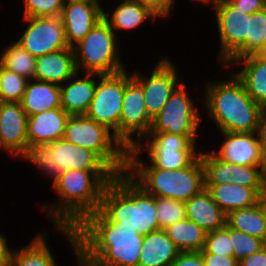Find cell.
Segmentation results:
<instances>
[{
	"label": "cell",
	"instance_id": "obj_1",
	"mask_svg": "<svg viewBox=\"0 0 266 266\" xmlns=\"http://www.w3.org/2000/svg\"><path fill=\"white\" fill-rule=\"evenodd\" d=\"M77 256L91 266H139L144 236L132 226L111 222L100 210L76 228Z\"/></svg>",
	"mask_w": 266,
	"mask_h": 266
},
{
	"label": "cell",
	"instance_id": "obj_4",
	"mask_svg": "<svg viewBox=\"0 0 266 266\" xmlns=\"http://www.w3.org/2000/svg\"><path fill=\"white\" fill-rule=\"evenodd\" d=\"M141 157L134 147L128 149L126 174L154 197L186 202L205 188L200 155L189 166L175 170L155 168Z\"/></svg>",
	"mask_w": 266,
	"mask_h": 266
},
{
	"label": "cell",
	"instance_id": "obj_23",
	"mask_svg": "<svg viewBox=\"0 0 266 266\" xmlns=\"http://www.w3.org/2000/svg\"><path fill=\"white\" fill-rule=\"evenodd\" d=\"M185 210L186 218L195 222L207 233L226 225L227 215L213 201L206 188L185 202Z\"/></svg>",
	"mask_w": 266,
	"mask_h": 266
},
{
	"label": "cell",
	"instance_id": "obj_13",
	"mask_svg": "<svg viewBox=\"0 0 266 266\" xmlns=\"http://www.w3.org/2000/svg\"><path fill=\"white\" fill-rule=\"evenodd\" d=\"M175 64L167 56L161 55L148 76L136 70L131 71L132 77L143 88L144 104L152 119L161 111L173 90L181 82V75Z\"/></svg>",
	"mask_w": 266,
	"mask_h": 266
},
{
	"label": "cell",
	"instance_id": "obj_21",
	"mask_svg": "<svg viewBox=\"0 0 266 266\" xmlns=\"http://www.w3.org/2000/svg\"><path fill=\"white\" fill-rule=\"evenodd\" d=\"M73 47L36 58L35 80L64 84L77 73Z\"/></svg>",
	"mask_w": 266,
	"mask_h": 266
},
{
	"label": "cell",
	"instance_id": "obj_41",
	"mask_svg": "<svg viewBox=\"0 0 266 266\" xmlns=\"http://www.w3.org/2000/svg\"><path fill=\"white\" fill-rule=\"evenodd\" d=\"M142 6L148 8L159 19H163L170 16L175 5V0H135ZM174 3V4H173Z\"/></svg>",
	"mask_w": 266,
	"mask_h": 266
},
{
	"label": "cell",
	"instance_id": "obj_50",
	"mask_svg": "<svg viewBox=\"0 0 266 266\" xmlns=\"http://www.w3.org/2000/svg\"><path fill=\"white\" fill-rule=\"evenodd\" d=\"M257 56L266 59V42L262 45V50Z\"/></svg>",
	"mask_w": 266,
	"mask_h": 266
},
{
	"label": "cell",
	"instance_id": "obj_45",
	"mask_svg": "<svg viewBox=\"0 0 266 266\" xmlns=\"http://www.w3.org/2000/svg\"><path fill=\"white\" fill-rule=\"evenodd\" d=\"M236 8L247 14L260 11L266 7V0H229Z\"/></svg>",
	"mask_w": 266,
	"mask_h": 266
},
{
	"label": "cell",
	"instance_id": "obj_43",
	"mask_svg": "<svg viewBox=\"0 0 266 266\" xmlns=\"http://www.w3.org/2000/svg\"><path fill=\"white\" fill-rule=\"evenodd\" d=\"M205 262V266H238L235 257L222 256L212 253H201Z\"/></svg>",
	"mask_w": 266,
	"mask_h": 266
},
{
	"label": "cell",
	"instance_id": "obj_10",
	"mask_svg": "<svg viewBox=\"0 0 266 266\" xmlns=\"http://www.w3.org/2000/svg\"><path fill=\"white\" fill-rule=\"evenodd\" d=\"M212 9L220 39L217 62L228 70L229 64L246 48L250 14L236 8L229 0H218Z\"/></svg>",
	"mask_w": 266,
	"mask_h": 266
},
{
	"label": "cell",
	"instance_id": "obj_39",
	"mask_svg": "<svg viewBox=\"0 0 266 266\" xmlns=\"http://www.w3.org/2000/svg\"><path fill=\"white\" fill-rule=\"evenodd\" d=\"M201 253H212L234 257V249L230 241V227L225 226L207 233L205 246Z\"/></svg>",
	"mask_w": 266,
	"mask_h": 266
},
{
	"label": "cell",
	"instance_id": "obj_2",
	"mask_svg": "<svg viewBox=\"0 0 266 266\" xmlns=\"http://www.w3.org/2000/svg\"><path fill=\"white\" fill-rule=\"evenodd\" d=\"M117 174L113 170H69L53 181L55 203L40 208L54 227L76 228L88 215L100 209L102 193Z\"/></svg>",
	"mask_w": 266,
	"mask_h": 266
},
{
	"label": "cell",
	"instance_id": "obj_6",
	"mask_svg": "<svg viewBox=\"0 0 266 266\" xmlns=\"http://www.w3.org/2000/svg\"><path fill=\"white\" fill-rule=\"evenodd\" d=\"M117 37L109 24L104 19L100 20L73 46L77 71L111 75L125 70L118 46L121 41Z\"/></svg>",
	"mask_w": 266,
	"mask_h": 266
},
{
	"label": "cell",
	"instance_id": "obj_48",
	"mask_svg": "<svg viewBox=\"0 0 266 266\" xmlns=\"http://www.w3.org/2000/svg\"><path fill=\"white\" fill-rule=\"evenodd\" d=\"M13 249L8 245L5 234L0 233V266L12 263Z\"/></svg>",
	"mask_w": 266,
	"mask_h": 266
},
{
	"label": "cell",
	"instance_id": "obj_17",
	"mask_svg": "<svg viewBox=\"0 0 266 266\" xmlns=\"http://www.w3.org/2000/svg\"><path fill=\"white\" fill-rule=\"evenodd\" d=\"M100 0H82L64 3L60 19L69 47L82 40L103 19Z\"/></svg>",
	"mask_w": 266,
	"mask_h": 266
},
{
	"label": "cell",
	"instance_id": "obj_44",
	"mask_svg": "<svg viewBox=\"0 0 266 266\" xmlns=\"http://www.w3.org/2000/svg\"><path fill=\"white\" fill-rule=\"evenodd\" d=\"M54 230H57L56 232H59L60 235H63L64 238L66 239L67 243L69 246L72 247L73 251H75L76 255V261L78 266H91L87 263H85L82 259H80L77 256V235L75 232V228H70V227H54Z\"/></svg>",
	"mask_w": 266,
	"mask_h": 266
},
{
	"label": "cell",
	"instance_id": "obj_34",
	"mask_svg": "<svg viewBox=\"0 0 266 266\" xmlns=\"http://www.w3.org/2000/svg\"><path fill=\"white\" fill-rule=\"evenodd\" d=\"M28 81L0 65V102H21Z\"/></svg>",
	"mask_w": 266,
	"mask_h": 266
},
{
	"label": "cell",
	"instance_id": "obj_11",
	"mask_svg": "<svg viewBox=\"0 0 266 266\" xmlns=\"http://www.w3.org/2000/svg\"><path fill=\"white\" fill-rule=\"evenodd\" d=\"M152 120L144 104L142 86L125 69V89L119 121V141L127 150L135 147L149 134Z\"/></svg>",
	"mask_w": 266,
	"mask_h": 266
},
{
	"label": "cell",
	"instance_id": "obj_47",
	"mask_svg": "<svg viewBox=\"0 0 266 266\" xmlns=\"http://www.w3.org/2000/svg\"><path fill=\"white\" fill-rule=\"evenodd\" d=\"M238 266H266V246L239 261Z\"/></svg>",
	"mask_w": 266,
	"mask_h": 266
},
{
	"label": "cell",
	"instance_id": "obj_29",
	"mask_svg": "<svg viewBox=\"0 0 266 266\" xmlns=\"http://www.w3.org/2000/svg\"><path fill=\"white\" fill-rule=\"evenodd\" d=\"M226 224L266 243V214L260 201L254 206L230 212Z\"/></svg>",
	"mask_w": 266,
	"mask_h": 266
},
{
	"label": "cell",
	"instance_id": "obj_19",
	"mask_svg": "<svg viewBox=\"0 0 266 266\" xmlns=\"http://www.w3.org/2000/svg\"><path fill=\"white\" fill-rule=\"evenodd\" d=\"M69 117L70 114L62 107L29 116L27 123L28 145L51 144L62 139Z\"/></svg>",
	"mask_w": 266,
	"mask_h": 266
},
{
	"label": "cell",
	"instance_id": "obj_49",
	"mask_svg": "<svg viewBox=\"0 0 266 266\" xmlns=\"http://www.w3.org/2000/svg\"><path fill=\"white\" fill-rule=\"evenodd\" d=\"M195 3L200 2L203 3L204 5H209V6H213L218 0H192ZM211 4V5H210Z\"/></svg>",
	"mask_w": 266,
	"mask_h": 266
},
{
	"label": "cell",
	"instance_id": "obj_22",
	"mask_svg": "<svg viewBox=\"0 0 266 266\" xmlns=\"http://www.w3.org/2000/svg\"><path fill=\"white\" fill-rule=\"evenodd\" d=\"M213 201L228 215L234 210L256 205L266 188H250L243 185L223 183L205 184Z\"/></svg>",
	"mask_w": 266,
	"mask_h": 266
},
{
	"label": "cell",
	"instance_id": "obj_8",
	"mask_svg": "<svg viewBox=\"0 0 266 266\" xmlns=\"http://www.w3.org/2000/svg\"><path fill=\"white\" fill-rule=\"evenodd\" d=\"M197 138L199 135L149 132L134 148L141 155L146 152L147 161L155 168L175 170L189 166L200 155Z\"/></svg>",
	"mask_w": 266,
	"mask_h": 266
},
{
	"label": "cell",
	"instance_id": "obj_40",
	"mask_svg": "<svg viewBox=\"0 0 266 266\" xmlns=\"http://www.w3.org/2000/svg\"><path fill=\"white\" fill-rule=\"evenodd\" d=\"M22 17H60L63 0H23Z\"/></svg>",
	"mask_w": 266,
	"mask_h": 266
},
{
	"label": "cell",
	"instance_id": "obj_14",
	"mask_svg": "<svg viewBox=\"0 0 266 266\" xmlns=\"http://www.w3.org/2000/svg\"><path fill=\"white\" fill-rule=\"evenodd\" d=\"M27 28L16 40L33 57L69 48L60 17H23Z\"/></svg>",
	"mask_w": 266,
	"mask_h": 266
},
{
	"label": "cell",
	"instance_id": "obj_18",
	"mask_svg": "<svg viewBox=\"0 0 266 266\" xmlns=\"http://www.w3.org/2000/svg\"><path fill=\"white\" fill-rule=\"evenodd\" d=\"M54 157L53 181L69 170H112L95 152L64 138L51 143Z\"/></svg>",
	"mask_w": 266,
	"mask_h": 266
},
{
	"label": "cell",
	"instance_id": "obj_38",
	"mask_svg": "<svg viewBox=\"0 0 266 266\" xmlns=\"http://www.w3.org/2000/svg\"><path fill=\"white\" fill-rule=\"evenodd\" d=\"M230 241L234 249V257L239 262L266 246V243L257 237L237 231L230 227Z\"/></svg>",
	"mask_w": 266,
	"mask_h": 266
},
{
	"label": "cell",
	"instance_id": "obj_27",
	"mask_svg": "<svg viewBox=\"0 0 266 266\" xmlns=\"http://www.w3.org/2000/svg\"><path fill=\"white\" fill-rule=\"evenodd\" d=\"M242 67L234 73L243 83L249 96L258 104H266V59L257 55L239 61H232L230 65Z\"/></svg>",
	"mask_w": 266,
	"mask_h": 266
},
{
	"label": "cell",
	"instance_id": "obj_51",
	"mask_svg": "<svg viewBox=\"0 0 266 266\" xmlns=\"http://www.w3.org/2000/svg\"><path fill=\"white\" fill-rule=\"evenodd\" d=\"M260 202H261L263 209L265 211V214H266V192L261 196Z\"/></svg>",
	"mask_w": 266,
	"mask_h": 266
},
{
	"label": "cell",
	"instance_id": "obj_25",
	"mask_svg": "<svg viewBox=\"0 0 266 266\" xmlns=\"http://www.w3.org/2000/svg\"><path fill=\"white\" fill-rule=\"evenodd\" d=\"M21 105L28 117L46 110L60 108V85L35 79L29 80Z\"/></svg>",
	"mask_w": 266,
	"mask_h": 266
},
{
	"label": "cell",
	"instance_id": "obj_12",
	"mask_svg": "<svg viewBox=\"0 0 266 266\" xmlns=\"http://www.w3.org/2000/svg\"><path fill=\"white\" fill-rule=\"evenodd\" d=\"M125 89V70L111 74H97L95 95L85 116L106 126L119 140V121Z\"/></svg>",
	"mask_w": 266,
	"mask_h": 266
},
{
	"label": "cell",
	"instance_id": "obj_26",
	"mask_svg": "<svg viewBox=\"0 0 266 266\" xmlns=\"http://www.w3.org/2000/svg\"><path fill=\"white\" fill-rule=\"evenodd\" d=\"M179 253L166 232L159 229L144 236L139 266H170Z\"/></svg>",
	"mask_w": 266,
	"mask_h": 266
},
{
	"label": "cell",
	"instance_id": "obj_42",
	"mask_svg": "<svg viewBox=\"0 0 266 266\" xmlns=\"http://www.w3.org/2000/svg\"><path fill=\"white\" fill-rule=\"evenodd\" d=\"M170 266H205L201 252H180Z\"/></svg>",
	"mask_w": 266,
	"mask_h": 266
},
{
	"label": "cell",
	"instance_id": "obj_36",
	"mask_svg": "<svg viewBox=\"0 0 266 266\" xmlns=\"http://www.w3.org/2000/svg\"><path fill=\"white\" fill-rule=\"evenodd\" d=\"M231 183L250 188H266V166H242L231 163Z\"/></svg>",
	"mask_w": 266,
	"mask_h": 266
},
{
	"label": "cell",
	"instance_id": "obj_24",
	"mask_svg": "<svg viewBox=\"0 0 266 266\" xmlns=\"http://www.w3.org/2000/svg\"><path fill=\"white\" fill-rule=\"evenodd\" d=\"M114 6L113 12L103 9V19L109 24L111 29L118 35L124 31H131L138 29L142 24L148 20L156 22L159 18L154 15L148 8L142 6L135 0H122Z\"/></svg>",
	"mask_w": 266,
	"mask_h": 266
},
{
	"label": "cell",
	"instance_id": "obj_9",
	"mask_svg": "<svg viewBox=\"0 0 266 266\" xmlns=\"http://www.w3.org/2000/svg\"><path fill=\"white\" fill-rule=\"evenodd\" d=\"M187 88L184 81L177 85L161 111L153 118L150 132L199 135L203 117Z\"/></svg>",
	"mask_w": 266,
	"mask_h": 266
},
{
	"label": "cell",
	"instance_id": "obj_16",
	"mask_svg": "<svg viewBox=\"0 0 266 266\" xmlns=\"http://www.w3.org/2000/svg\"><path fill=\"white\" fill-rule=\"evenodd\" d=\"M219 133L224 140L218 150H211L218 159L242 166H266V157L256 132Z\"/></svg>",
	"mask_w": 266,
	"mask_h": 266
},
{
	"label": "cell",
	"instance_id": "obj_15",
	"mask_svg": "<svg viewBox=\"0 0 266 266\" xmlns=\"http://www.w3.org/2000/svg\"><path fill=\"white\" fill-rule=\"evenodd\" d=\"M28 116L21 102H0V150L19 160L26 151Z\"/></svg>",
	"mask_w": 266,
	"mask_h": 266
},
{
	"label": "cell",
	"instance_id": "obj_31",
	"mask_svg": "<svg viewBox=\"0 0 266 266\" xmlns=\"http://www.w3.org/2000/svg\"><path fill=\"white\" fill-rule=\"evenodd\" d=\"M2 50L0 65L28 80L35 77L36 58L16 41Z\"/></svg>",
	"mask_w": 266,
	"mask_h": 266
},
{
	"label": "cell",
	"instance_id": "obj_32",
	"mask_svg": "<svg viewBox=\"0 0 266 266\" xmlns=\"http://www.w3.org/2000/svg\"><path fill=\"white\" fill-rule=\"evenodd\" d=\"M266 42V7L248 16L246 48L233 60L239 61L258 55Z\"/></svg>",
	"mask_w": 266,
	"mask_h": 266
},
{
	"label": "cell",
	"instance_id": "obj_46",
	"mask_svg": "<svg viewBox=\"0 0 266 266\" xmlns=\"http://www.w3.org/2000/svg\"><path fill=\"white\" fill-rule=\"evenodd\" d=\"M256 133L258 135V140L261 144L263 153L266 157V104L261 105Z\"/></svg>",
	"mask_w": 266,
	"mask_h": 266
},
{
	"label": "cell",
	"instance_id": "obj_30",
	"mask_svg": "<svg viewBox=\"0 0 266 266\" xmlns=\"http://www.w3.org/2000/svg\"><path fill=\"white\" fill-rule=\"evenodd\" d=\"M180 252H200L205 246L207 232L187 218L164 229Z\"/></svg>",
	"mask_w": 266,
	"mask_h": 266
},
{
	"label": "cell",
	"instance_id": "obj_7",
	"mask_svg": "<svg viewBox=\"0 0 266 266\" xmlns=\"http://www.w3.org/2000/svg\"><path fill=\"white\" fill-rule=\"evenodd\" d=\"M63 138L95 152L116 174L126 173L128 150L106 126L85 115H70Z\"/></svg>",
	"mask_w": 266,
	"mask_h": 266
},
{
	"label": "cell",
	"instance_id": "obj_3",
	"mask_svg": "<svg viewBox=\"0 0 266 266\" xmlns=\"http://www.w3.org/2000/svg\"><path fill=\"white\" fill-rule=\"evenodd\" d=\"M225 80H210L203 88V108L218 132H257L261 105L247 93L241 80L232 73ZM205 88V89H204Z\"/></svg>",
	"mask_w": 266,
	"mask_h": 266
},
{
	"label": "cell",
	"instance_id": "obj_37",
	"mask_svg": "<svg viewBox=\"0 0 266 266\" xmlns=\"http://www.w3.org/2000/svg\"><path fill=\"white\" fill-rule=\"evenodd\" d=\"M156 207L159 229H165L171 224L186 218L185 202L166 197H156Z\"/></svg>",
	"mask_w": 266,
	"mask_h": 266
},
{
	"label": "cell",
	"instance_id": "obj_20",
	"mask_svg": "<svg viewBox=\"0 0 266 266\" xmlns=\"http://www.w3.org/2000/svg\"><path fill=\"white\" fill-rule=\"evenodd\" d=\"M96 85L97 74L77 72L60 85L61 107L70 115H85L94 98Z\"/></svg>",
	"mask_w": 266,
	"mask_h": 266
},
{
	"label": "cell",
	"instance_id": "obj_28",
	"mask_svg": "<svg viewBox=\"0 0 266 266\" xmlns=\"http://www.w3.org/2000/svg\"><path fill=\"white\" fill-rule=\"evenodd\" d=\"M46 232L37 234L25 246L13 250V266H57Z\"/></svg>",
	"mask_w": 266,
	"mask_h": 266
},
{
	"label": "cell",
	"instance_id": "obj_52",
	"mask_svg": "<svg viewBox=\"0 0 266 266\" xmlns=\"http://www.w3.org/2000/svg\"><path fill=\"white\" fill-rule=\"evenodd\" d=\"M64 3L71 2V1H82V0H63Z\"/></svg>",
	"mask_w": 266,
	"mask_h": 266
},
{
	"label": "cell",
	"instance_id": "obj_33",
	"mask_svg": "<svg viewBox=\"0 0 266 266\" xmlns=\"http://www.w3.org/2000/svg\"><path fill=\"white\" fill-rule=\"evenodd\" d=\"M205 184L231 183V163L218 159L210 150L200 152Z\"/></svg>",
	"mask_w": 266,
	"mask_h": 266
},
{
	"label": "cell",
	"instance_id": "obj_35",
	"mask_svg": "<svg viewBox=\"0 0 266 266\" xmlns=\"http://www.w3.org/2000/svg\"><path fill=\"white\" fill-rule=\"evenodd\" d=\"M19 159L34 165L53 182L54 157L51 144H30Z\"/></svg>",
	"mask_w": 266,
	"mask_h": 266
},
{
	"label": "cell",
	"instance_id": "obj_5",
	"mask_svg": "<svg viewBox=\"0 0 266 266\" xmlns=\"http://www.w3.org/2000/svg\"><path fill=\"white\" fill-rule=\"evenodd\" d=\"M111 222L132 226L143 236L159 230L156 197L126 173L117 174L102 193L99 209Z\"/></svg>",
	"mask_w": 266,
	"mask_h": 266
}]
</instances>
